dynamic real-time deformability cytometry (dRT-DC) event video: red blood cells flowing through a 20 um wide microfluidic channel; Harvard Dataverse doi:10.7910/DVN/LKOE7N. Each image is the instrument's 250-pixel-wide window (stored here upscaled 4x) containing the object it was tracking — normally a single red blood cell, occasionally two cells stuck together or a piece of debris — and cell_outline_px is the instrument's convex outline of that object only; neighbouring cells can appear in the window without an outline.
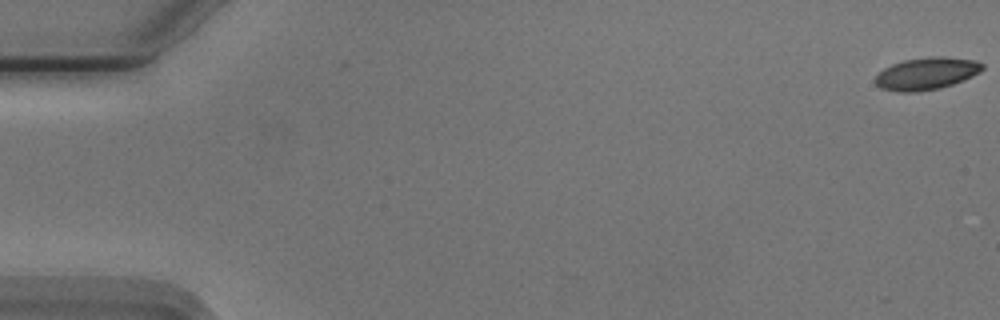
{"species": "Egyptian fruit bat (a non-hibernating species)", "species_latin": "Rousettus aegyptiacus", "temperature_condition": "cold", "stored_images_in_passage": 3, "camera_frame_rate_fps": 3000, "um_per_image_px": 0.085, "animal": {"sex": "male"}, "frame": {"image": 1, "passage_image": 1, "time_ms": 0.0, "image_size_px": [1000, 320], "cell_outline_px": [[984, 68], [980, 72], [964, 80], [940, 88], [916, 92], [896, 92], [880, 88], [876, 84], [876, 76], [884, 68], [892, 64], [904, 60], [932, 56], [944, 56], [976, 60], [984, 64]], "centroid_in_image_um": [78.77, 6.25], "position_along_channel_um": 6.2, "area_um2": 20.23}}